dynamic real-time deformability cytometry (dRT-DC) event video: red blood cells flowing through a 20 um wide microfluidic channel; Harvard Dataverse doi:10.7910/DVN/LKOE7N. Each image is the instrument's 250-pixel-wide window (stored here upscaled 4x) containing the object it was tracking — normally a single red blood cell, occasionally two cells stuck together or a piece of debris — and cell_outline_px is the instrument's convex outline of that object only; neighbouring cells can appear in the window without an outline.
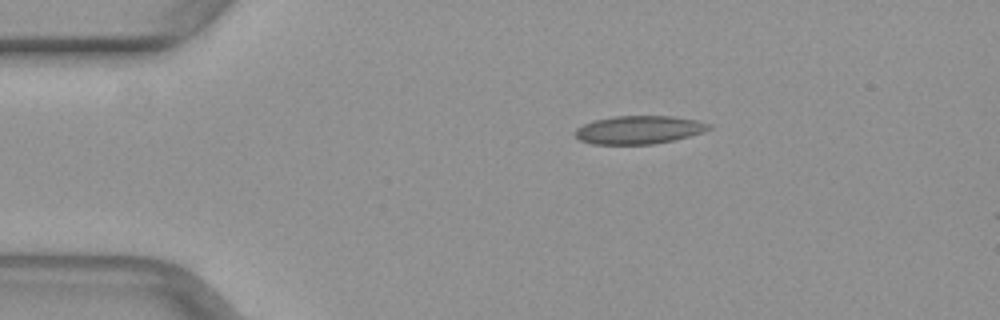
{"species": "common noctule bat (a hibernating species)", "species_latin": "Nyctalus noctula", "temperature_condition": "warm", "stored_images_in_passage": 3, "camera_frame_rate_fps": 3000, "um_per_image_px": 0.085, "animal": {"sex": "female", "body_mass_g": 29.2, "forearm_length_mm": 56.3}, "frame": {"image": 1, "passage_image": 1, "time_ms": 0.0, "image_size_px": [1000, 320], "cell_outline_px": [[712, 128], [704, 132], [672, 140], [652, 144], [592, 144], [580, 140], [576, 136], [576, 128], [584, 124], [596, 120], [616, 116], [672, 116], [696, 120], [712, 124]], "centroid_in_image_um": [54.34, 11.03], "position_along_channel_um": 30.7, "area_um2": 21.79}}